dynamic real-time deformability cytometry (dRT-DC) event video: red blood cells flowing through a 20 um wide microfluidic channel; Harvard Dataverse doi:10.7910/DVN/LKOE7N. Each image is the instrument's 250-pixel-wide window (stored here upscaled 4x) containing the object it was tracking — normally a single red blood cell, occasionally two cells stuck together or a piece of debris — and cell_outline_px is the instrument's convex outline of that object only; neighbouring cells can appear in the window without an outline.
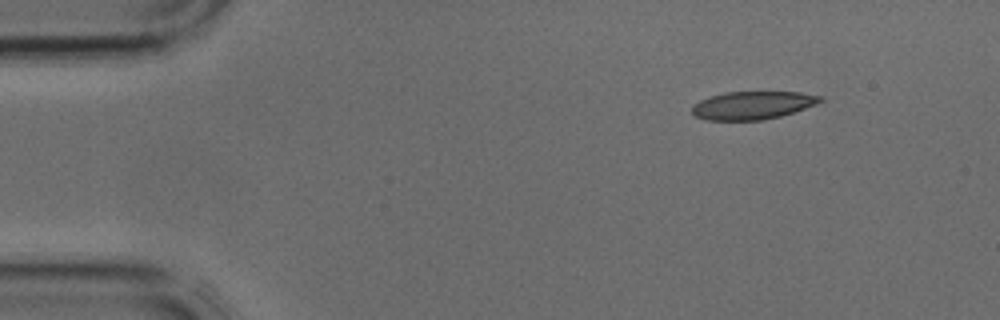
{"species": "common noctule bat (a hibernating species)", "species_latin": "Nyctalus noctula", "temperature_condition": "cold", "stored_images_in_passage": 2, "camera_frame_rate_fps": 3000, "um_per_image_px": 0.085, "animal": {"sex": "male", "body_mass_g": 17.9, "forearm_length_mm": 54.2}, "frame": {"image": 1, "passage_image": 1, "time_ms": 0.0, "image_size_px": [1000, 320], "cell_outline_px": [[824, 100], [816, 104], [780, 116], [764, 120], [704, 120], [696, 116], [692, 112], [692, 108], [700, 100], [724, 92], [800, 92], [824, 96]], "centroid_in_image_um": [64.0, 8.95], "position_along_channel_um": 21.0, "area_um2": 20.81}}
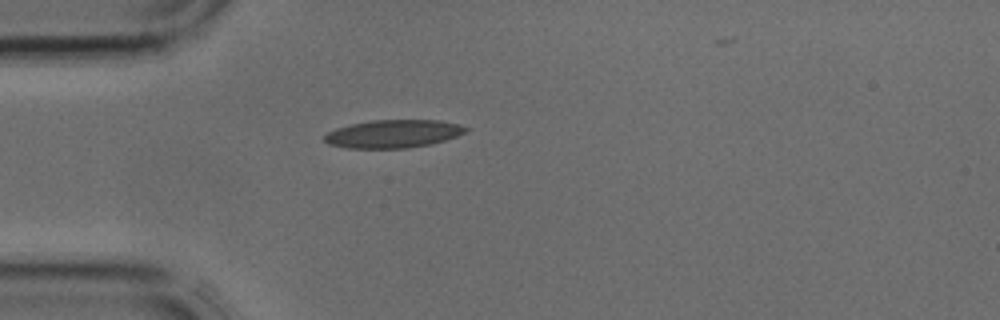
{"frame": {"image": 2, "passage_image": 2, "time_ms": 0.333, "image_size_px": [1000, 320], "cell_outline_px": [[472, 128], [456, 136], [432, 144], [408, 148], [348, 148], [328, 144], [324, 140], [324, 136], [328, 132], [336, 128], [352, 124], [372, 120], [440, 120], [460, 124]], "centroid_in_image_um": [33.45, 11.37], "position_along_channel_um": 51.5, "area_um2": 23.12}}